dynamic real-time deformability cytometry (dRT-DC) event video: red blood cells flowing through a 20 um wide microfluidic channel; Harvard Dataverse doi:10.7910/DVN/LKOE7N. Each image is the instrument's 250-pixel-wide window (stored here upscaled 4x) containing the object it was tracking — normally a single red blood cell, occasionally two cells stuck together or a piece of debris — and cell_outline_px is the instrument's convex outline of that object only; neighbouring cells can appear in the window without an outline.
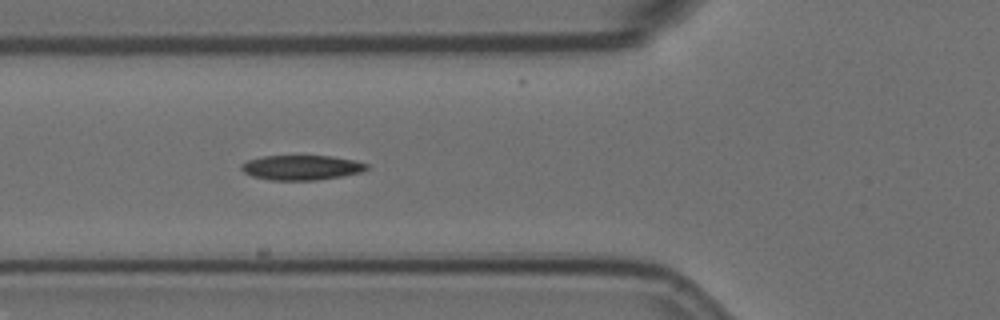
{"species": "Egyptian fruit bat (a non-hibernating species)", "species_latin": "Rousettus aegyptiacus", "temperature_condition": "room temperature", "stored_images_in_passage": 11, "camera_frame_rate_fps": 3000, "um_per_image_px": 0.085, "animal": {"sex": "female"}, "frame": {"image": 1, "passage_image": 6, "time_ms": 1.667, "image_size_px": [1000, 320], "cell_outline_px": [[368, 168], [364, 172], [344, 176], [316, 180], [268, 180], [252, 176], [244, 172], [240, 168], [240, 164], [248, 160], [264, 156], [332, 156], [356, 160], [368, 164]], "centroid_in_image_um": [25.66, 14.24], "position_along_channel_um": 100.1, "area_um2": 18.32}}
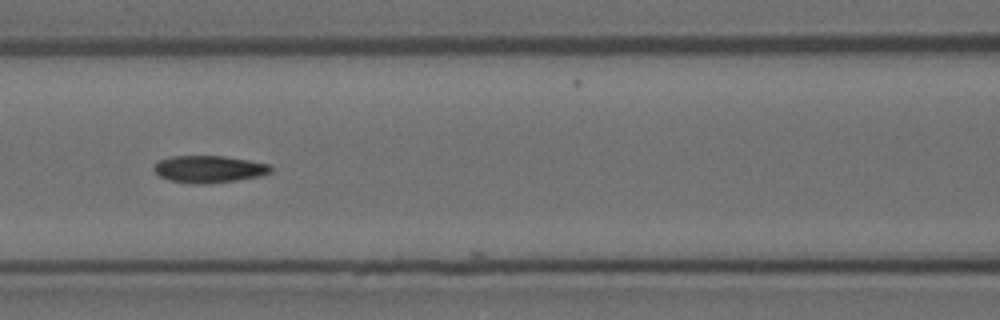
{"frame": {"image": 2, "passage_image": 10, "time_ms": 3.0, "image_size_px": [1000, 320], "cell_outline_px": [[272, 172], [260, 176], [236, 180], [204, 184], [196, 184], [168, 180], [160, 176], [152, 168], [160, 160], [172, 156], [224, 156], [272, 164]], "centroid_in_image_um": [17.8, 14.37], "position_along_channel_um": 148.8, "area_um2": 18.44}}